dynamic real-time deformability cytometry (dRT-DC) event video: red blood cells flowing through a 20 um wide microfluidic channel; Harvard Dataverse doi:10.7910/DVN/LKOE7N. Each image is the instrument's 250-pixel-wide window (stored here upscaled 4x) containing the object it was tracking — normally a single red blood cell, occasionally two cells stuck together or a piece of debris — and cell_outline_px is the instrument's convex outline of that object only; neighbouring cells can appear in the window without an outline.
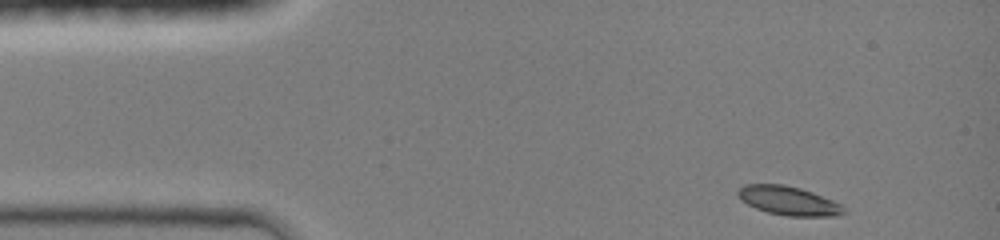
{"species": "common noctule bat (a hibernating species)", "species_latin": "Nyctalus noctula", "temperature_condition": "room temperature", "stored_images_in_passage": 38, "camera_frame_rate_fps": 3000, "um_per_image_px": 0.085, "animal": {"sex": "female", "body_mass_g": 19.0, "forearm_length_mm": 51.5}, "frame": {"image": 1, "passage_image": 1, "time_ms": 0.0, "image_size_px": [1000, 240], "cell_outline_px": [[844, 212], [836, 216], [788, 216], [768, 212], [756, 208], [740, 200], [736, 196], [736, 192], [744, 184], [784, 184], [800, 188], [812, 192], [832, 200], [840, 204], [844, 208]], "centroid_in_image_um": [66.98, 17.05], "position_along_channel_um": 18.0, "area_um2": 17.74}}
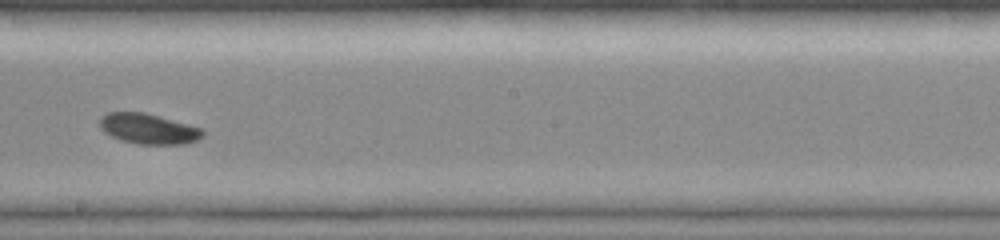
{"frame": {"image": 2, "passage_image": 22, "time_ms": 7.0, "image_size_px": [1000, 240], "cell_outline_px": [[204, 136], [196, 140], [184, 144], [136, 144], [120, 140], [104, 132], [100, 128], [100, 116], [108, 112], [144, 112], [204, 128]], "centroid_in_image_um": [12.62, 10.94], "position_along_channel_um": 235.6, "area_um2": 18.38}}
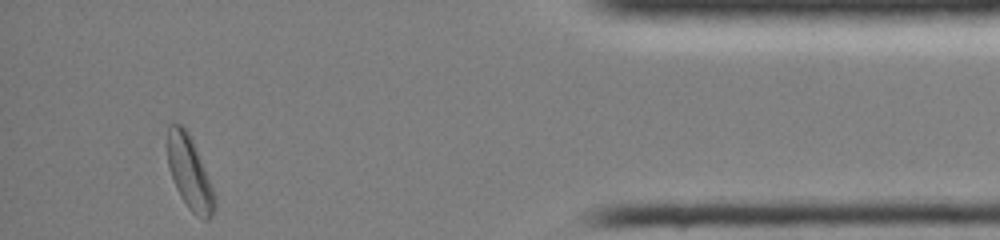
{"frame": {"image": 3, "passage_image": 38, "time_ms": 12.333, "image_size_px": [1000, 240], "cell_outline_px": [[216, 208], [212, 216], [208, 220], [204, 220], [196, 216], [188, 208], [180, 196], [172, 180], [168, 168], [168, 124], [180, 124], [188, 132], [192, 140], [216, 196]], "centroid_in_image_um": [16.12, 14.75], "position_along_channel_um": 419.1, "area_um2": 20.0}, "authors_computed_cell_mechanics": {"area_um2": 18.3804, "velocity_mm_per_s": 4.2138, "shape_relaxation_time_tau1_ms": 2.0133, "shape_relaxation_time_tau2_ms": null, "deformation_change_tau1": 0.1112, "deformation_change_tau2": null}}